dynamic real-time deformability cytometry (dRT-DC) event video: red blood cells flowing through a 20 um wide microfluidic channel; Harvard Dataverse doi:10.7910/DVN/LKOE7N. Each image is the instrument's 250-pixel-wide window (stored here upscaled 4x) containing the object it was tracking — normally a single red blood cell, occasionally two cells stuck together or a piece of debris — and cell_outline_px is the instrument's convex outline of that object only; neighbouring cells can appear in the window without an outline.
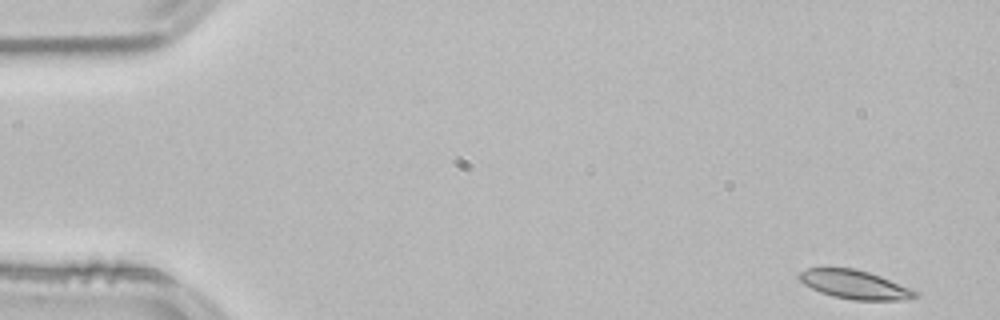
{"species": "common noctule bat (a hibernating species)", "species_latin": "Nyctalus noctula", "temperature_condition": "room temperature", "stored_images_in_passage": 52, "camera_frame_rate_fps": 3000, "um_per_image_px": 0.085, "animal": {"sex": "male", "body_mass_g": 21.5, "forearm_length_mm": 52.0}, "frame": {"image": 1, "passage_image": 1, "time_ms": 0.0, "image_size_px": [1000, 320], "cell_outline_px": [[920, 296], [900, 300], [852, 300], [832, 296], [820, 292], [804, 284], [796, 276], [800, 272], [808, 268], [856, 268], [880, 276], [920, 292]], "centroid_in_image_um": [72.65, 24.19], "position_along_channel_um": 12.3, "area_um2": 19.42}}
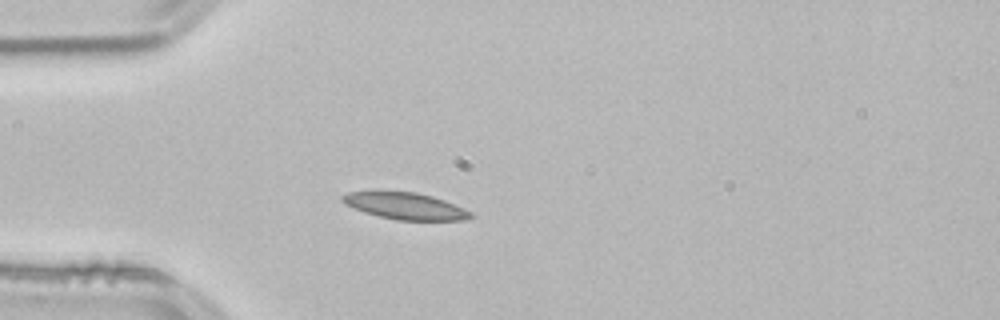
{"frame": {"image": 2, "passage_image": 13, "time_ms": 4.0, "image_size_px": [1000, 320], "cell_outline_px": [[472, 216], [464, 220], [396, 220], [364, 212], [352, 208], [344, 204], [340, 200], [340, 196], [348, 192], [376, 188], [416, 192], [432, 196], [444, 200], [472, 212]], "centroid_in_image_um": [34.31, 17.45], "position_along_channel_um": 50.7, "area_um2": 20.75}, "authors_computed_cell_mechanics": {"area_um2": 19.5653, "velocity_mm_per_s": 3.7895, "shape_relaxation_time_tau1_ms": 4.7156, "shape_relaxation_time_tau2_ms": 9.2672, "deformation_change_tau1": 0.1186, "deformation_change_tau2": 0.1343}}